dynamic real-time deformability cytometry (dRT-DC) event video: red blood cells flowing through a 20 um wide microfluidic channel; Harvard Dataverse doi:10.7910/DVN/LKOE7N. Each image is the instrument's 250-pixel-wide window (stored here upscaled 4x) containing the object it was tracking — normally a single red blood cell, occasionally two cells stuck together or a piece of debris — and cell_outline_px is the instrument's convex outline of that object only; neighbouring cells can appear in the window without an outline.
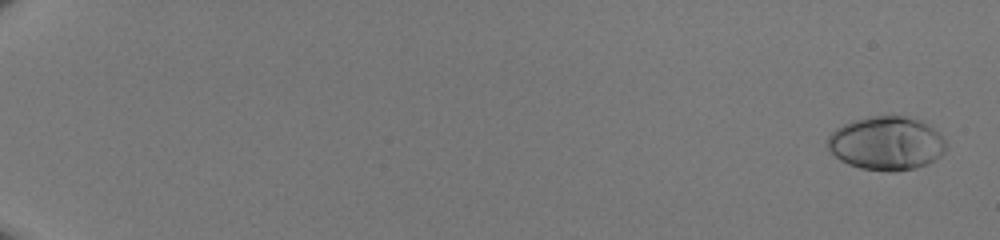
{"species": "human", "species_latin": "Homo sapiens", "temperature_condition": "room temperature", "stored_images_in_passage": 51, "camera_frame_rate_fps": 3000, "um_per_image_px": 0.085, "donor": {"sex": "male"}, "frame": {"image": 1, "passage_image": 2, "time_ms": 0.333, "image_size_px": [1000, 240], "cell_outline_px": [[944, 152], [940, 156], [928, 164], [916, 168], [892, 172], [860, 168], [848, 164], [840, 160], [828, 148], [828, 136], [836, 128], [852, 120], [868, 116], [904, 116], [920, 120], [932, 128], [944, 140]], "centroid_in_image_um": [75.32, 12.18], "position_along_channel_um": 9.7, "area_um2": 36.82}}
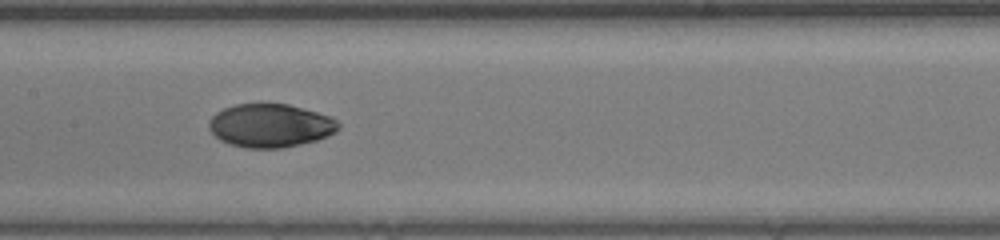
{"frame": {"image": 2, "passage_image": 30, "time_ms": 9.667, "image_size_px": [1000, 240], "cell_outline_px": [[340, 128], [336, 132], [328, 136], [316, 140], [300, 144], [280, 148], [244, 148], [220, 140], [208, 128], [208, 120], [216, 112], [224, 108], [236, 104], [288, 104], [332, 116], [340, 124]], "centroid_in_image_um": [22.99, 10.67], "position_along_channel_um": 184.4, "area_um2": 32.83}}
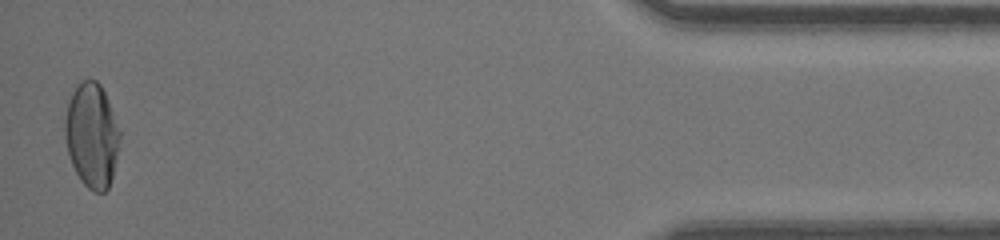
{"frame": {"image": 3, "passage_image": 51, "time_ms": 16.667, "image_size_px": [1000, 240], "cell_outline_px": [[120, 136], [112, 176], [108, 188], [104, 192], [92, 192], [80, 180], [72, 164], [68, 152], [64, 136], [64, 120], [68, 104], [72, 92], [80, 80], [96, 80], [100, 84], [104, 92], [120, 132]], "centroid_in_image_um": [7.77, 11.51], "position_along_channel_um": 427.4, "area_um2": 33.06}}